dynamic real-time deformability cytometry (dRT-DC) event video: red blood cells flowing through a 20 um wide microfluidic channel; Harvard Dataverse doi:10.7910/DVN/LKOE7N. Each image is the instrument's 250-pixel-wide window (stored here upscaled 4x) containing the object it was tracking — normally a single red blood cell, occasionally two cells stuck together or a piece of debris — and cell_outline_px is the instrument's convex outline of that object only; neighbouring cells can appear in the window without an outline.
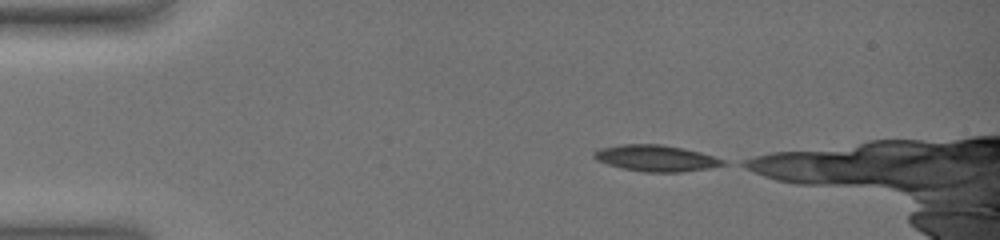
{"species": "common noctule bat (a hibernating species)", "species_latin": "Nyctalus noctula", "temperature_condition": "warm", "stored_images_in_passage": 29, "camera_frame_rate_fps": 3000, "um_per_image_px": 0.085, "animal": {"sex": "female", "body_mass_g": 19.0, "forearm_length_mm": 51.5}, "frame": {"image": 1, "passage_image": 1, "time_ms": 0.0, "image_size_px": [1000, 240], "cell_outline_px": [[728, 164], [712, 168], [680, 172], [644, 172], [620, 168], [596, 160], [592, 156], [592, 152], [600, 148], [620, 144], [664, 144], [684, 148], [700, 152], [728, 160]], "centroid_in_image_um": [55.79, 13.44], "position_along_channel_um": 29.2, "area_um2": 20.17}}
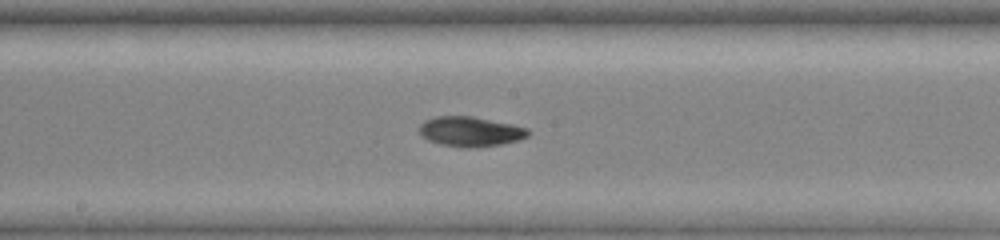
{"frame": {"image": 2, "passage_image": 20, "time_ms": 7.0, "image_size_px": [1000, 240], "cell_outline_px": [[532, 132], [528, 136], [516, 140], [500, 144], [476, 148], [464, 148], [440, 144], [428, 140], [420, 132], [420, 124], [424, 120], [436, 116], [472, 116], [512, 124], [528, 128]], "centroid_in_image_um": [39.99, 11.18], "position_along_channel_um": 208.2, "area_um2": 18.96}}
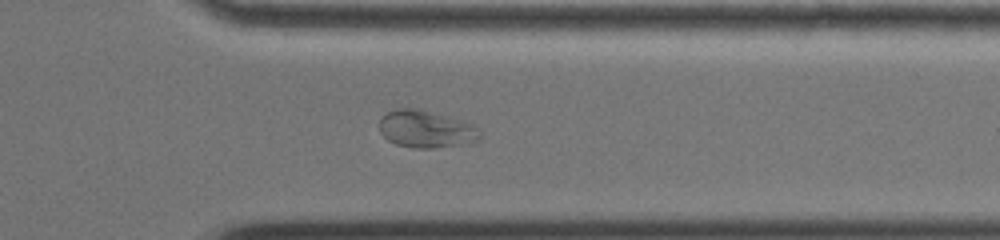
{"frame": {"image": 3, "passage_image": 26, "time_ms": 11.667, "image_size_px": [1000, 240], "cell_outline_px": [[480, 140], [460, 144], [432, 148], [416, 148], [396, 144], [388, 140], [380, 132], [380, 116], [396, 108], [420, 108], [464, 120], [472, 124], [480, 132]], "centroid_in_image_um": [36.2, 10.95], "position_along_channel_um": 375.2, "area_um2": 21.96}}